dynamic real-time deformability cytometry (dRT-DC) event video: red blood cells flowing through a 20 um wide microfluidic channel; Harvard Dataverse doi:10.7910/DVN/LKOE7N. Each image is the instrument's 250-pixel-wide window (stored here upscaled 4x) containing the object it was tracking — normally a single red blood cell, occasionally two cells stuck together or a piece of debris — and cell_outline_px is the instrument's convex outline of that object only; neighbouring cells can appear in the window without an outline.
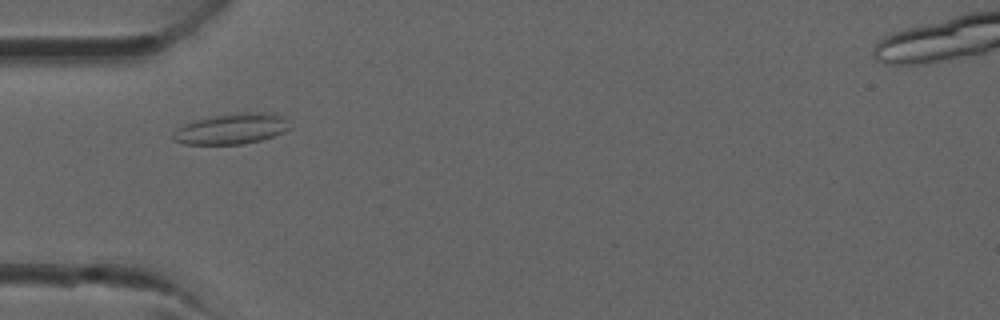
{"species": "common noctule bat (a hibernating species)", "species_latin": "Nyctalus noctula", "temperature_condition": "room temperature", "stored_images_in_passage": 27, "camera_frame_rate_fps": 3000, "um_per_image_px": 0.085, "animal": {"sex": "male", "forearm_length_mm": 52.5}, "frame": {"image": 1, "passage_image": 6, "time_ms": 1.667, "image_size_px": [1000, 320], "cell_outline_px": [[292, 128], [284, 132], [260, 140], [244, 144], [184, 144], [172, 140], [172, 132], [176, 128], [192, 120], [236, 112], [276, 112], [288, 116]], "centroid_in_image_um": [19.74, 10.92], "position_along_channel_um": 65.3, "area_um2": 21.5}}
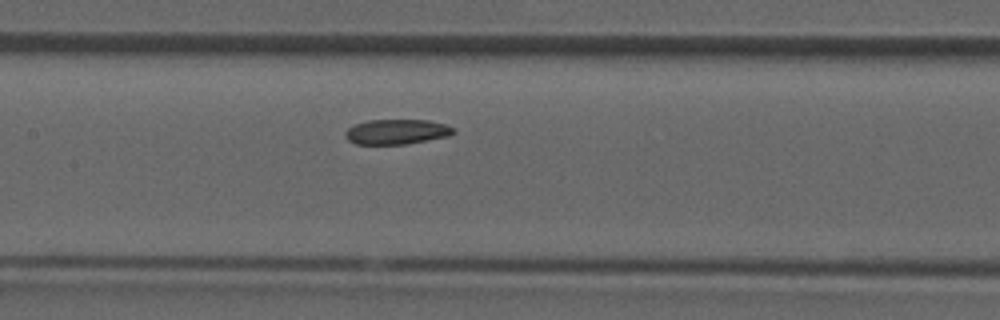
{"frame": {"image": 2, "passage_image": 12, "time_ms": 3.667, "image_size_px": [1000, 320], "cell_outline_px": [[456, 132], [448, 136], [408, 144], [356, 144], [348, 140], [344, 136], [344, 132], [348, 128], [356, 124], [368, 120], [428, 120], [444, 124], [456, 128]], "centroid_in_image_um": [33.73, 11.2], "position_along_channel_um": 173.7, "area_um2": 15.84}}
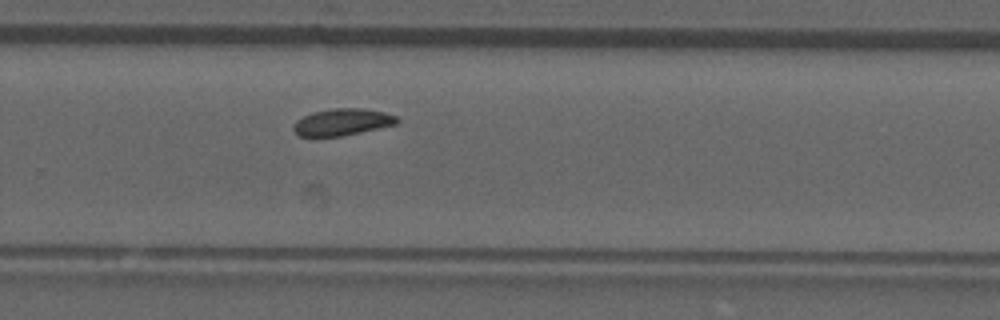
{"frame": {"image": 3, "passage_image": 19, "time_ms": 6.0, "image_size_px": [1000, 320], "cell_outline_px": [[400, 120], [396, 124], [340, 136], [300, 136], [292, 128], [296, 120], [312, 112], [332, 108], [364, 108], [384, 112], [396, 116]], "centroid_in_image_um": [29.09, 10.36], "position_along_channel_um": 300.7, "area_um2": 16.01}}